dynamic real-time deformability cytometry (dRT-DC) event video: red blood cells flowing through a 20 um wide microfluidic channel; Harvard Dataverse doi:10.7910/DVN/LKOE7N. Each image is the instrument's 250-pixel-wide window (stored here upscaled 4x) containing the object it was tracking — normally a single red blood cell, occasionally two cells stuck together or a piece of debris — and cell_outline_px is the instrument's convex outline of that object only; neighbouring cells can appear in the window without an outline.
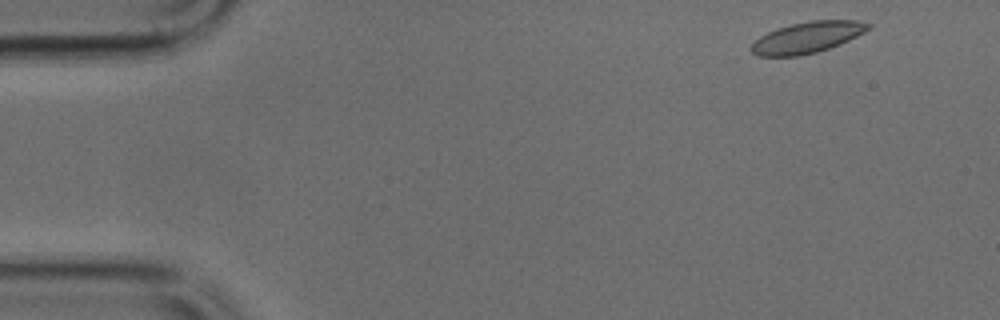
{"species": "common noctule bat (a hibernating species)", "species_latin": "Nyctalus noctula", "temperature_condition": "cold", "stored_images_in_passage": 41, "camera_frame_rate_fps": 3000, "um_per_image_px": 0.085, "animal": {"sex": "male", "body_mass_g": 17.9, "forearm_length_mm": 54.2}, "frame": {"image": 1, "passage_image": 2, "time_ms": 0.333, "image_size_px": [1000, 320], "cell_outline_px": [[872, 28], [840, 44], [816, 52], [800, 56], [756, 56], [748, 48], [760, 36], [768, 32], [792, 24], [812, 20], [856, 20], [872, 24]], "centroid_in_image_um": [68.62, 3.18], "position_along_channel_um": 16.4, "area_um2": 21.15}}
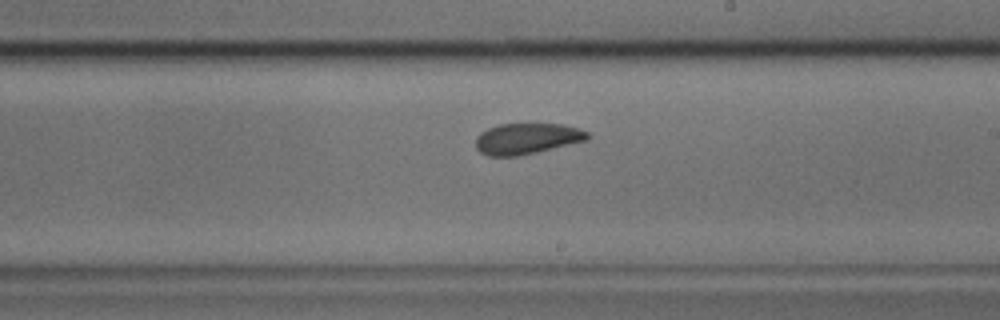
{"frame": {"image": 2, "passage_image": 26, "time_ms": 8.333, "image_size_px": [1000, 320], "cell_outline_px": [[592, 136], [588, 140], [536, 152], [516, 156], [488, 156], [480, 152], [476, 148], [476, 136], [480, 132], [488, 128], [500, 124], [564, 124], [580, 128], [588, 132]], "centroid_in_image_um": [44.81, 11.78], "position_along_channel_um": 244.2, "area_um2": 20.29}}
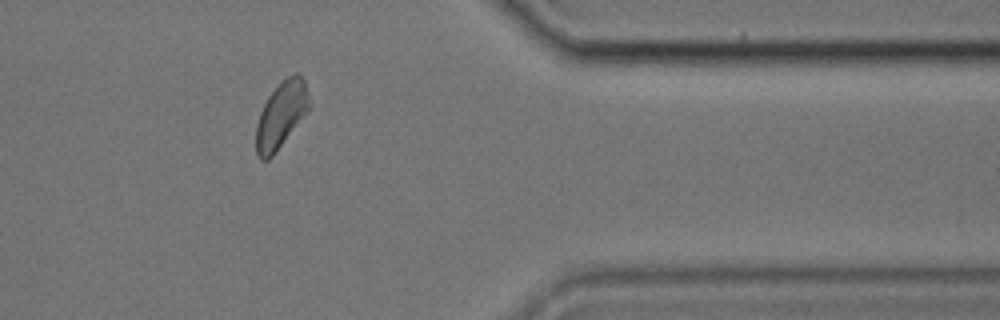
{"frame": {"image": 3, "passage_image": 38, "time_ms": 12.333, "image_size_px": [1000, 320], "cell_outline_px": [[308, 112], [272, 156], [268, 160], [260, 160], [256, 156], [256, 124], [260, 112], [268, 96], [288, 76], [296, 72], [304, 80], [308, 96]], "centroid_in_image_um": [23.87, 9.81], "position_along_channel_um": 387.5, "area_um2": 20.17}}